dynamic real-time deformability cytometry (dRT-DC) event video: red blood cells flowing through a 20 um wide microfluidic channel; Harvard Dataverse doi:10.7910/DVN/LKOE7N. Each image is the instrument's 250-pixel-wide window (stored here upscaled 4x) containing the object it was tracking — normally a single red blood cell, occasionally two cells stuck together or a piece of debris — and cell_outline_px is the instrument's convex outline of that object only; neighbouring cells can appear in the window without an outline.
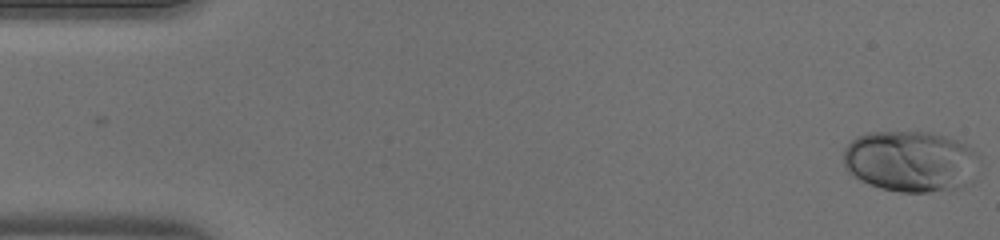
{"species": "human", "species_latin": "Homo sapiens", "temperature_condition": "warm", "stored_images_in_passage": 46, "camera_frame_rate_fps": 3000, "um_per_image_px": 0.085, "donor": {"sex": "male"}, "frame": {"image": 1, "passage_image": 1, "time_ms": 0.0, "image_size_px": [1000, 240], "cell_outline_px": [[980, 160], [972, 184], [964, 188], [952, 192], [900, 192], [880, 188], [868, 184], [852, 176], [848, 172], [844, 164], [844, 148], [856, 136], [868, 132], [932, 132], [968, 144], [980, 156]], "centroid_in_image_um": [77.47, 13.74], "position_along_channel_um": 7.5, "area_um2": 49.71}}
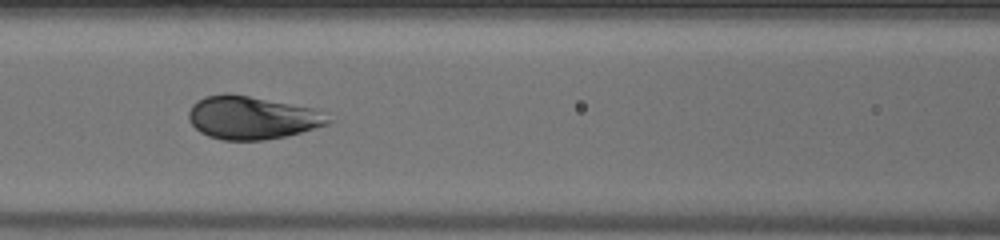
{"frame": {"image": 2, "passage_image": 20, "time_ms": 6.333, "image_size_px": [1000, 240], "cell_outline_px": [[332, 120], [328, 124], [300, 132], [284, 136], [264, 140], [224, 140], [208, 136], [200, 132], [188, 120], [188, 112], [192, 104], [196, 100], [204, 96], [224, 92], [228, 92], [316, 108]], "centroid_in_image_um": [21.37, 9.98], "position_along_channel_um": 145.2, "area_um2": 35.2}}
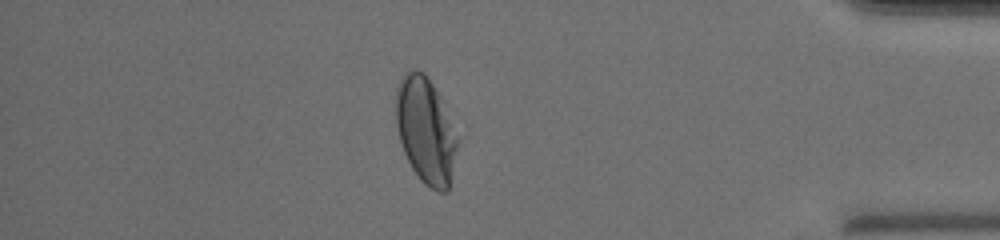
{"frame": {"image": 3, "passage_image": 40, "time_ms": 13.0, "image_size_px": [1000, 240], "cell_outline_px": [[460, 140], [448, 192], [440, 192], [424, 184], [420, 180], [412, 168], [404, 152], [400, 140], [396, 124], [396, 84], [400, 76], [408, 68], [416, 68], [424, 72], [440, 96]], "centroid_in_image_um": [36.19, 11.05], "position_along_channel_um": 399.0, "area_um2": 38.61}}